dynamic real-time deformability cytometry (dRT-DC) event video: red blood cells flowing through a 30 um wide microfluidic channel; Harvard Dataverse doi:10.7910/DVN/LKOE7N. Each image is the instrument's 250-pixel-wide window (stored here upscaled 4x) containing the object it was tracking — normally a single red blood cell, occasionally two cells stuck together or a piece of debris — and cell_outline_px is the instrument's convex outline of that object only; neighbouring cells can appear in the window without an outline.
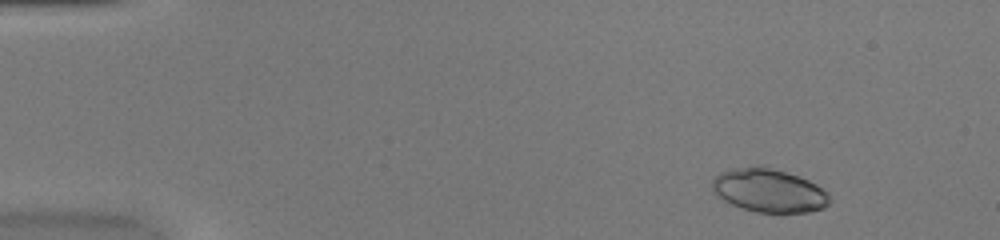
{"species": "common noctule bat (a hibernating species)", "species_latin": "Nyctalus noctula", "temperature_condition": "warm", "stored_images_in_passage": 49, "camera_frame_rate_fps": 3000, "um_per_image_px": 0.085, "animal": {"sex": "female", "body_mass_g": 20.0, "forearm_length_mm": 54.0}, "frame": {"image": 1, "passage_image": 3, "time_ms": 0.667, "image_size_px": [1000, 240], "cell_outline_px": [[832, 200], [824, 208], [808, 212], [784, 216], [756, 212], [732, 204], [716, 196], [712, 192], [712, 180], [720, 172], [736, 168], [756, 164], [784, 172], [808, 180], [816, 184], [828, 192]], "centroid_in_image_um": [65.38, 16.24], "position_along_channel_um": 19.6, "area_um2": 30.46}}
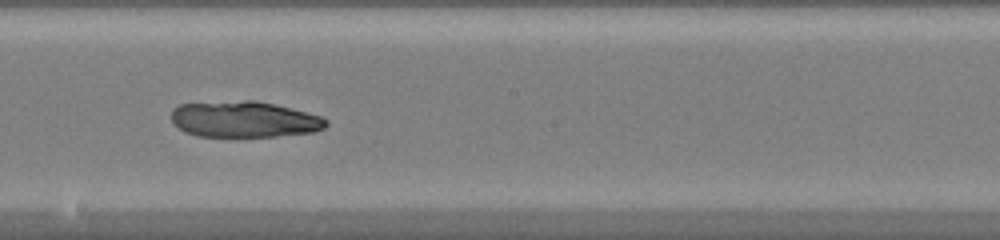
{"frame": {"image": 2, "passage_image": 27, "time_ms": 8.667, "image_size_px": [1000, 240], "cell_outline_px": [[328, 124], [324, 128], [316, 132], [276, 136], [196, 136], [184, 132], [172, 124], [172, 108], [180, 104], [244, 100], [256, 100], [276, 104], [320, 116], [328, 120]], "centroid_in_image_um": [20.75, 10.14], "position_along_channel_um": 227.5, "area_um2": 32.71}}
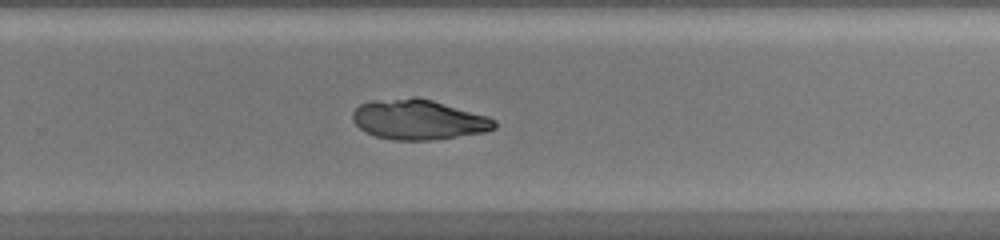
{"frame": {"image": 3, "passage_image": 32, "time_ms": 10.333, "image_size_px": [1000, 240], "cell_outline_px": [[496, 128], [484, 132], [432, 140], [392, 140], [376, 136], [364, 132], [352, 120], [352, 112], [360, 104], [372, 100], [412, 96], [416, 96], [432, 100], [488, 116], [496, 120]], "centroid_in_image_um": [35.54, 10.15], "position_along_channel_um": 294.3, "area_um2": 33.29}}